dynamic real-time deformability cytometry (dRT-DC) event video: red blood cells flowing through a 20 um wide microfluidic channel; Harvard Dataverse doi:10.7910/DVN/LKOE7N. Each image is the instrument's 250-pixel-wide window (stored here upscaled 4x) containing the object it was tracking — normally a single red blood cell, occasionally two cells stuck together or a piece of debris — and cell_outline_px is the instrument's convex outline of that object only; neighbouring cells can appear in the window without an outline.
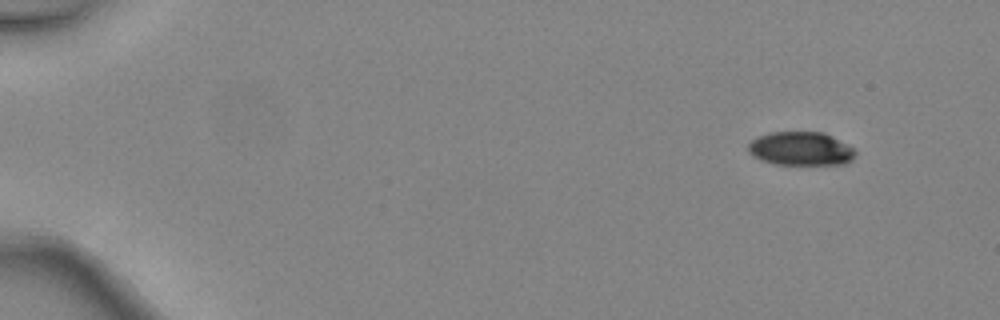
{"species": "common noctule bat (a hibernating species)", "species_latin": "Nyctalus noctula", "temperature_condition": "warm", "stored_images_in_passage": 4, "camera_frame_rate_fps": 3000, "um_per_image_px": 0.085, "animal": {"sex": "female", "body_mass_g": 24.6, "forearm_length_mm": 56.2}, "frame": {"image": 1, "passage_image": 1, "time_ms": 0.0, "image_size_px": [1000, 320], "cell_outline_px": [[856, 152], [852, 160], [848, 164], [772, 164], [760, 160], [752, 156], [748, 152], [748, 144], [752, 140], [760, 136], [772, 132], [824, 132], [856, 148]], "centroid_in_image_um": [68.09, 12.64], "position_along_channel_um": 16.9, "area_um2": 21.21}}
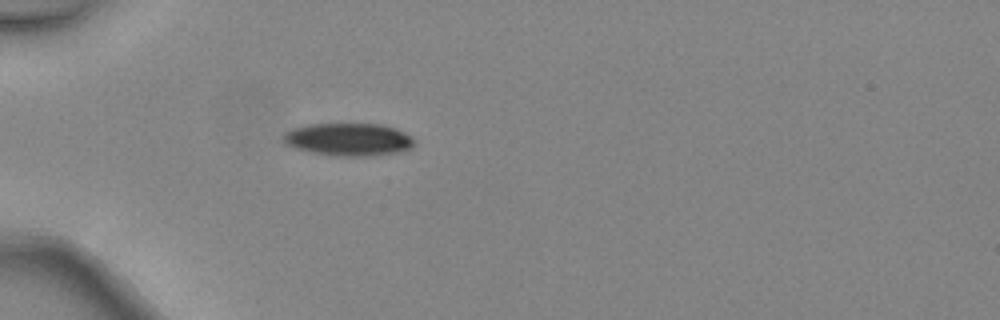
{"frame": {"image": 2, "passage_image": 4, "time_ms": 1.0, "image_size_px": [1000, 320], "cell_outline_px": [[412, 148], [396, 152], [372, 156], [336, 156], [312, 152], [296, 148], [288, 144], [284, 140], [284, 132], [292, 128], [308, 124], [380, 124], [396, 128], [412, 136]], "centroid_in_image_um": [29.63, 11.85], "position_along_channel_um": 55.4, "area_um2": 24.8}}